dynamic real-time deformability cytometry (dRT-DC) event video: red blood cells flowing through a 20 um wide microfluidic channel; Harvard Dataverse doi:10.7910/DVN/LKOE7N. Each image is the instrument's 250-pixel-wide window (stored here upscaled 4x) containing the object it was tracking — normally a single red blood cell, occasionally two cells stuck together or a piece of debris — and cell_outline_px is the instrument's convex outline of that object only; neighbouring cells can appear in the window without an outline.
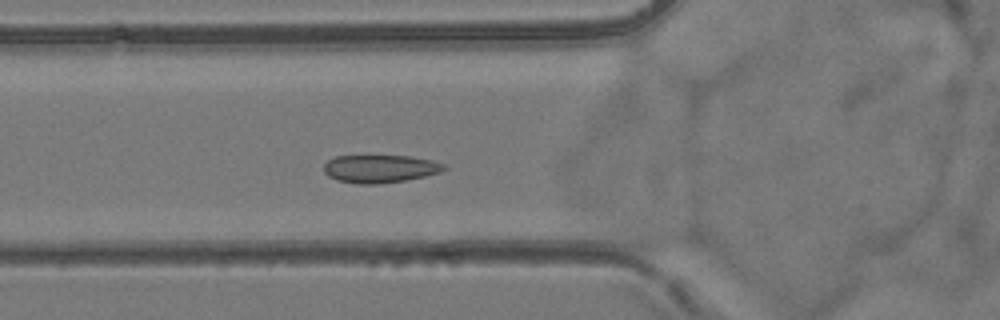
{"species": "common noctule bat (a hibernating species)", "species_latin": "Nyctalus noctula", "temperature_condition": "room temperature", "stored_images_in_passage": 49, "camera_frame_rate_fps": 3000, "um_per_image_px": 0.085, "animal": {"sex": "female", "body_mass_g": 24.6, "forearm_length_mm": 56.2}, "frame": {"image": 1, "passage_image": 15, "time_ms": 4.667, "image_size_px": [1000, 320], "cell_outline_px": [[448, 168], [440, 172], [424, 176], [404, 180], [376, 184], [356, 184], [336, 180], [328, 176], [324, 172], [324, 164], [328, 160], [336, 156], [412, 156], [432, 160], [444, 164]], "centroid_in_image_um": [32.29, 14.34], "position_along_channel_um": 93.5, "area_um2": 19.54}}
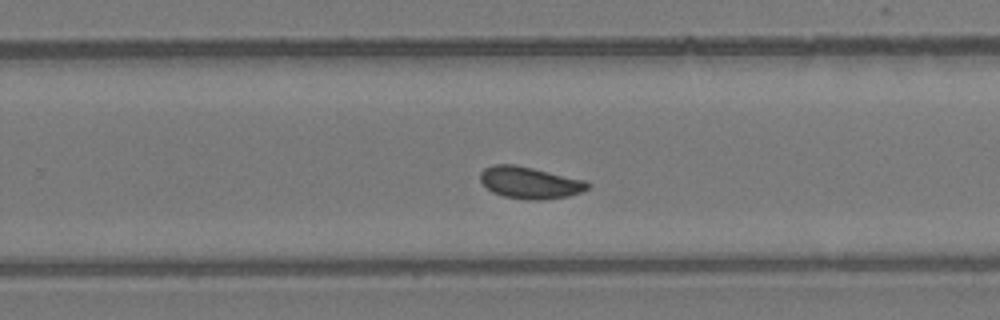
{"frame": {"image": 2, "passage_image": 30, "time_ms": 9.667, "image_size_px": [1000, 320], "cell_outline_px": [[588, 188], [580, 192], [568, 196], [544, 200], [524, 200], [504, 196], [492, 192], [480, 180], [480, 172], [484, 168], [492, 164], [516, 164], [584, 180], [588, 184]], "centroid_in_image_um": [44.99, 15.52], "position_along_channel_um": 284.8, "area_um2": 19.88}}
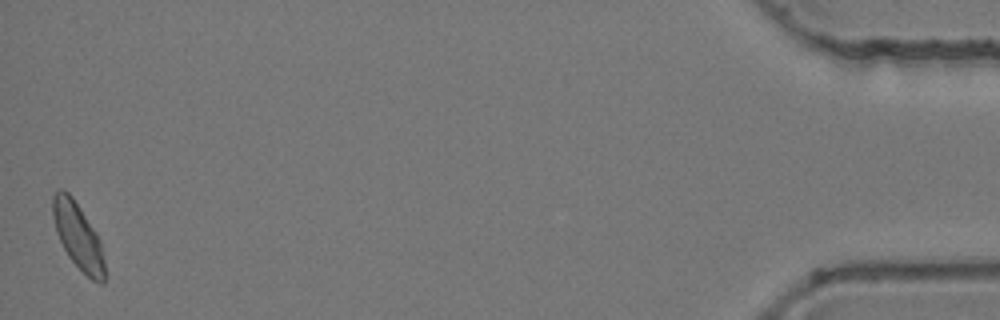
{"frame": {"image": 3, "passage_image": 49, "time_ms": 16.0, "image_size_px": [1000, 320], "cell_outline_px": [[104, 284], [100, 284], [92, 280], [68, 256], [56, 232], [52, 216], [52, 196], [56, 188], [64, 188], [72, 196], [96, 232], [100, 240], [104, 260]], "centroid_in_image_um": [6.61, 20.01], "position_along_channel_um": 428.6, "area_um2": 19.94}}